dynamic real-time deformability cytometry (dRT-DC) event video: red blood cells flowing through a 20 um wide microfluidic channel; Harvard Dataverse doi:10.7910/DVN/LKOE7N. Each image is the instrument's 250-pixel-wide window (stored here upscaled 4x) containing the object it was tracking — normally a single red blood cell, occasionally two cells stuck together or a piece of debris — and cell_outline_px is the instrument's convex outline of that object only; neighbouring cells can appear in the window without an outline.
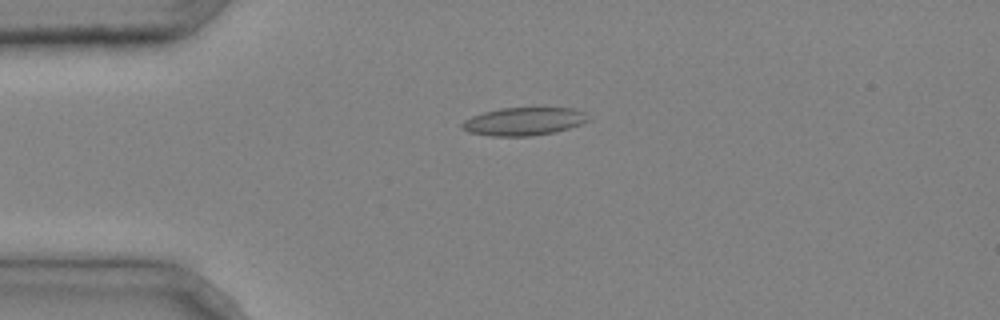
{"species": "common noctule bat (a hibernating species)", "species_latin": "Nyctalus noctula", "temperature_condition": "cold", "stored_images_in_passage": 2, "camera_frame_rate_fps": 3000, "um_per_image_px": 0.085, "animal": {"sex": "male", "body_mass_g": 20.4}, "frame": {"image": 1, "passage_image": 2, "time_ms": 0.333, "image_size_px": [1000, 320], "cell_outline_px": [[588, 120], [580, 124], [556, 132], [532, 136], [492, 136], [468, 132], [460, 128], [460, 124], [464, 120], [472, 116], [484, 112], [500, 108], [572, 108], [584, 112]], "centroid_in_image_um": [44.47, 10.33], "position_along_channel_um": 40.5, "area_um2": 20.52}}